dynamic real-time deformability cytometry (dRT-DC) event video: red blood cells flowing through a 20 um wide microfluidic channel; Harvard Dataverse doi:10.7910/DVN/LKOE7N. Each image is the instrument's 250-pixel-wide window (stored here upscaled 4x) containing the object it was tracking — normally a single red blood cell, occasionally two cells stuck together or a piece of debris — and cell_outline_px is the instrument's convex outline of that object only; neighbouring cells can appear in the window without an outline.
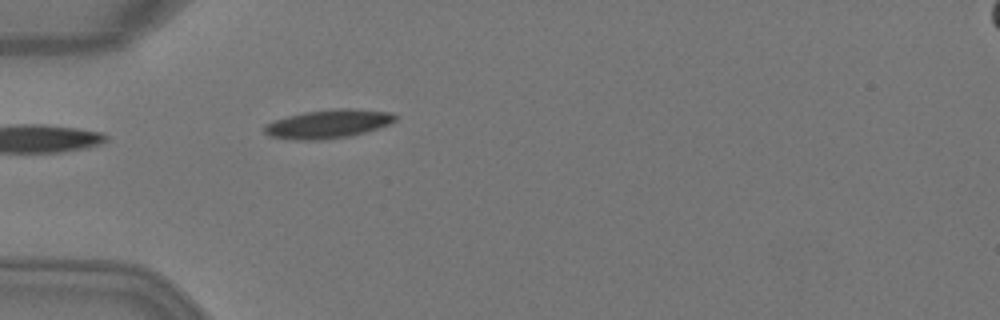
{"species": "Egyptian fruit bat (a non-hibernating species)", "species_latin": "Rousettus aegyptiacus", "temperature_condition": "warm", "stored_images_in_passage": 4, "camera_frame_rate_fps": 3000, "um_per_image_px": 0.085, "animal": {"sex": "female"}, "frame": {"image": 1, "passage_image": 4, "time_ms": 1.0, "image_size_px": [1000, 320], "cell_outline_px": [[396, 120], [388, 124], [364, 132], [348, 136], [320, 140], [296, 140], [268, 136], [264, 132], [264, 124], [288, 116], [304, 112], [336, 108], [348, 108], [392, 112], [396, 116]], "centroid_in_image_um": [27.86, 10.53], "position_along_channel_um": 57.1, "area_um2": 21.68}}